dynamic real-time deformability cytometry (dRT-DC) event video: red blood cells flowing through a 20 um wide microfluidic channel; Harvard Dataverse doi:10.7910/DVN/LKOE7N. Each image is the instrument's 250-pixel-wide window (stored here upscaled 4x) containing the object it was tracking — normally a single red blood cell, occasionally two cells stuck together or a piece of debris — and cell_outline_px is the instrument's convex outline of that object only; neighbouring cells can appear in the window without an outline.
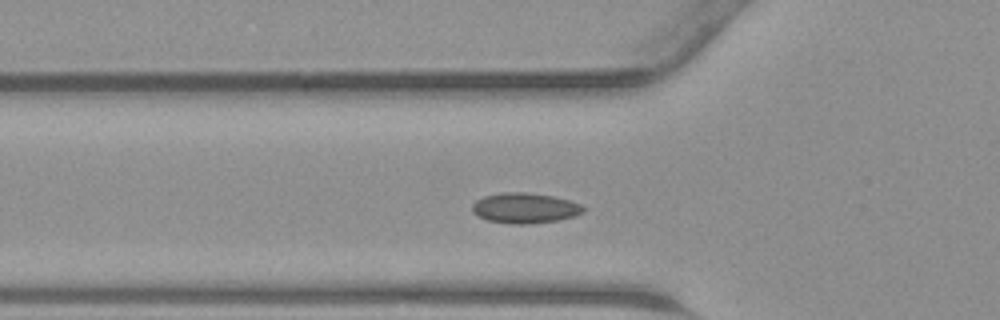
{"species": "common noctule bat (a hibernating species)", "species_latin": "Nyctalus noctula", "temperature_condition": "warm", "stored_images_in_passage": 41, "camera_frame_rate_fps": 3000, "um_per_image_px": 0.085, "animal": {"sex": "male", "body_mass_g": 23.1, "forearm_length_mm": 52.7}, "frame": {"image": 1, "passage_image": 10, "time_ms": 3.0, "image_size_px": [1000, 320], "cell_outline_px": [[584, 212], [576, 216], [560, 220], [524, 224], [508, 224], [488, 220], [476, 216], [472, 212], [472, 204], [476, 200], [484, 196], [500, 192], [524, 192], [552, 196], [568, 200], [580, 204], [584, 208]], "centroid_in_image_um": [44.58, 17.69], "position_along_channel_um": 81.2, "area_um2": 19.77}}
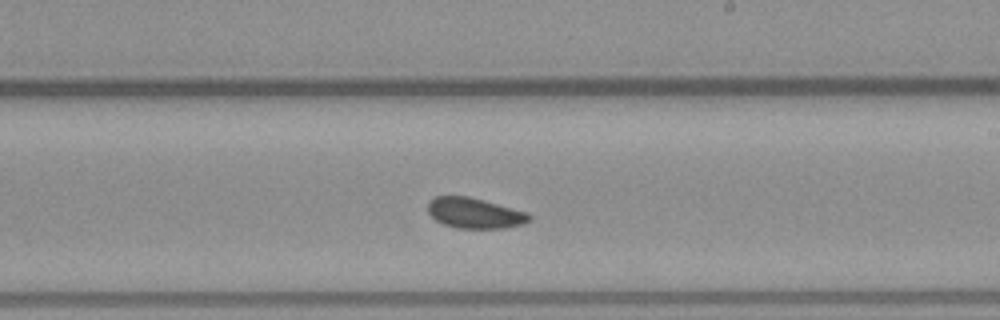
{"frame": {"image": 2, "passage_image": 21, "time_ms": 6.667, "image_size_px": [1000, 320], "cell_outline_px": [[532, 220], [524, 224], [504, 228], [456, 228], [444, 224], [436, 220], [428, 212], [428, 200], [436, 196], [468, 196], [484, 200], [528, 212], [532, 216]], "centroid_in_image_um": [40.37, 18.11], "position_along_channel_um": 248.6, "area_um2": 18.15}}
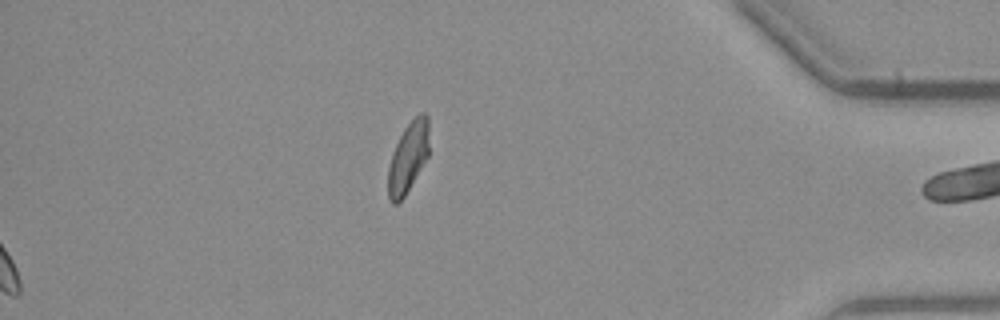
{"frame": {"image": 3, "passage_image": 41, "time_ms": 13.333, "image_size_px": [1000, 320], "cell_outline_px": [[428, 156], [404, 196], [396, 204], [392, 204], [388, 200], [388, 168], [392, 152], [404, 128], [420, 112], [424, 112], [428, 116]], "centroid_in_image_um": [34.68, 13.38], "position_along_channel_um": 400.5, "area_um2": 16.65}}